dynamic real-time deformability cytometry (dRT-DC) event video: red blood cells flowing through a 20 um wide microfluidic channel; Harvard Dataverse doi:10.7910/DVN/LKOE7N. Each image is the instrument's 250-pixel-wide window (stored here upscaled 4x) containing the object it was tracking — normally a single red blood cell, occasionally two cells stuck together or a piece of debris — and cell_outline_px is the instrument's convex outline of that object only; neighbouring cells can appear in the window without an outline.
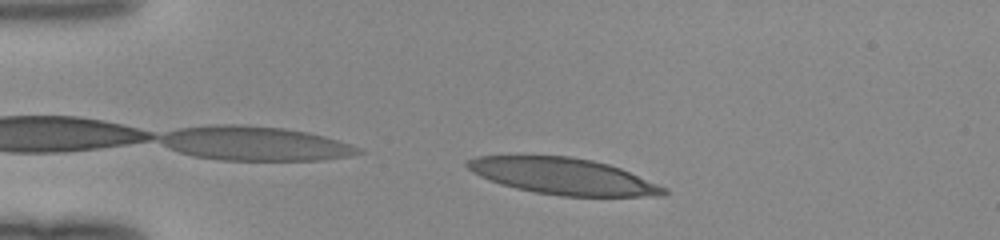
{"species": "human", "species_latin": "Homo sapiens", "temperature_condition": "room temperature", "stored_images_in_passage": 33, "camera_frame_rate_fps": 3000, "um_per_image_px": 0.085, "donor": {"sex": "female"}, "frame": {"image": 1, "passage_image": 2, "time_ms": 0.333, "image_size_px": [1000, 240], "cell_outline_px": [[668, 192], [664, 196], [560, 196], [536, 192], [516, 188], [500, 184], [480, 176], [472, 172], [464, 164], [464, 160], [476, 156], [568, 156], [592, 160], [608, 164], [620, 168], [668, 188]], "centroid_in_image_um": [47.86, 14.98], "position_along_channel_um": 37.1, "area_um2": 41.62}}
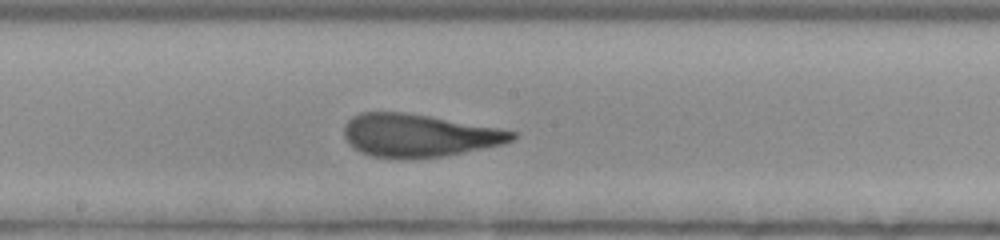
{"frame": {"image": 2, "passage_image": 18, "time_ms": 5.667, "image_size_px": [1000, 240], "cell_outline_px": [[516, 136], [512, 140], [504, 144], [444, 156], [372, 156], [360, 152], [348, 144], [344, 136], [344, 124], [352, 116], [360, 112], [404, 112], [428, 116], [496, 128], [516, 132]], "centroid_in_image_um": [35.55, 11.48], "position_along_channel_um": 212.7, "area_um2": 40.98}}
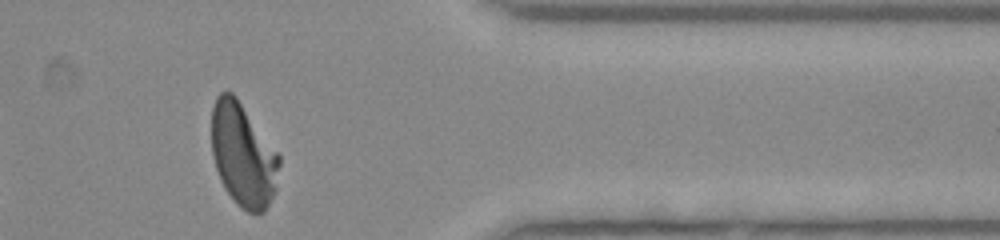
{"frame": {"image": 3, "passage_image": 32, "time_ms": 10.333, "image_size_px": [1000, 240], "cell_outline_px": [[280, 164], [276, 188], [264, 212], [248, 212], [236, 204], [224, 188], [220, 180], [212, 156], [212, 108], [216, 96], [220, 92], [232, 92], [236, 96], [280, 156]], "centroid_in_image_um": [20.65, 13.17], "position_along_channel_um": 390.8, "area_um2": 40.58}}